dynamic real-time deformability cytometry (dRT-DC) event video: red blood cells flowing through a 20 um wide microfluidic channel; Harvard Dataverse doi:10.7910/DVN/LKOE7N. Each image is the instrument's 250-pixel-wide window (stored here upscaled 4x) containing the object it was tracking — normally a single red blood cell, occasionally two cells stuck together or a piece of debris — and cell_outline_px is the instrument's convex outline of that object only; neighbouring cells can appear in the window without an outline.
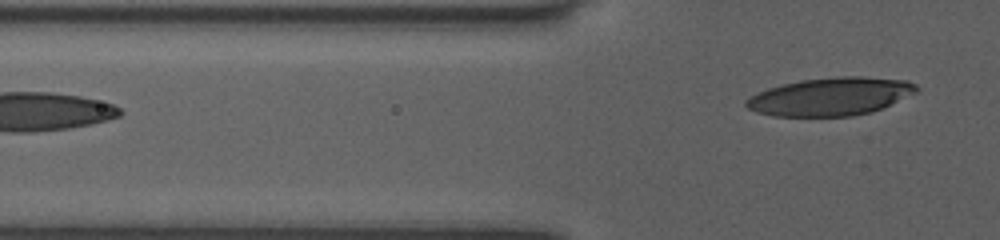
{"species": "human", "species_latin": "Homo sapiens", "temperature_condition": "room temperature", "stored_images_in_passage": 11, "segment_of_instrument_passage": [2, 2], "camera_frame_rate_fps": 3000, "um_per_image_px": 0.085, "donor": {"sex": "female"}, "frame": {"image": 1, "passage_image": 11, "time_ms": 5.0, "image_size_px": [1000, 240], "cell_outline_px": [[920, 88], [916, 92], [884, 108], [872, 112], [852, 116], [776, 116], [756, 112], [748, 108], [744, 104], [744, 100], [768, 88], [780, 84], [800, 80], [840, 76], [864, 76], [908, 80], [916, 84]], "centroid_in_image_um": [70.63, 8.2], "position_along_channel_um": 55.2, "area_um2": 37.97}}